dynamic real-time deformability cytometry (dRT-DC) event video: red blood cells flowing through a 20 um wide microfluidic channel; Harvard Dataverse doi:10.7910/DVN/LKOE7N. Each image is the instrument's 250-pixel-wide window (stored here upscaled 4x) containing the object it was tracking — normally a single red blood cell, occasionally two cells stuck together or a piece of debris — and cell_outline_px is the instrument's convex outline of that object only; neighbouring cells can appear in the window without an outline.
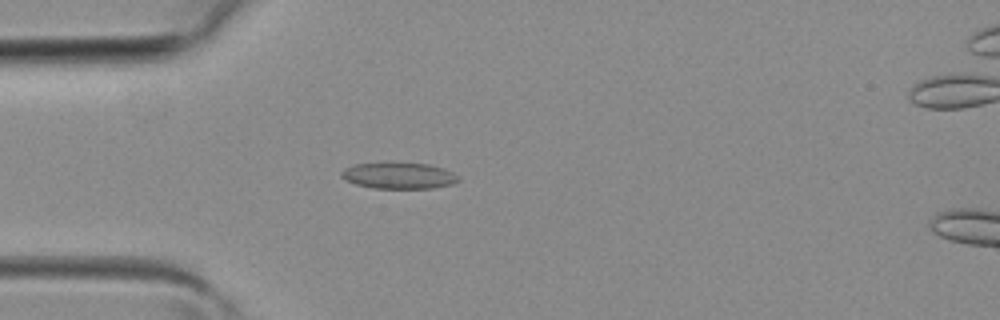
{"species": "common noctule bat (a hibernating species)", "species_latin": "Nyctalus noctula", "temperature_condition": "room temperature", "stored_images_in_passage": 4, "camera_frame_rate_fps": 3000, "um_per_image_px": 0.085, "animal": {"sex": "female", "body_mass_g": 19.3, "forearm_length_mm": 54.1}, "frame": {"image": 1, "passage_image": 3, "time_ms": 0.667, "image_size_px": [1000, 320], "cell_outline_px": [[460, 180], [452, 184], [432, 188], [372, 188], [356, 184], [340, 176], [340, 172], [344, 168], [352, 164], [392, 160], [428, 164], [444, 168], [460, 176]], "centroid_in_image_um": [33.88, 14.88], "position_along_channel_um": 51.1, "area_um2": 18.67}}